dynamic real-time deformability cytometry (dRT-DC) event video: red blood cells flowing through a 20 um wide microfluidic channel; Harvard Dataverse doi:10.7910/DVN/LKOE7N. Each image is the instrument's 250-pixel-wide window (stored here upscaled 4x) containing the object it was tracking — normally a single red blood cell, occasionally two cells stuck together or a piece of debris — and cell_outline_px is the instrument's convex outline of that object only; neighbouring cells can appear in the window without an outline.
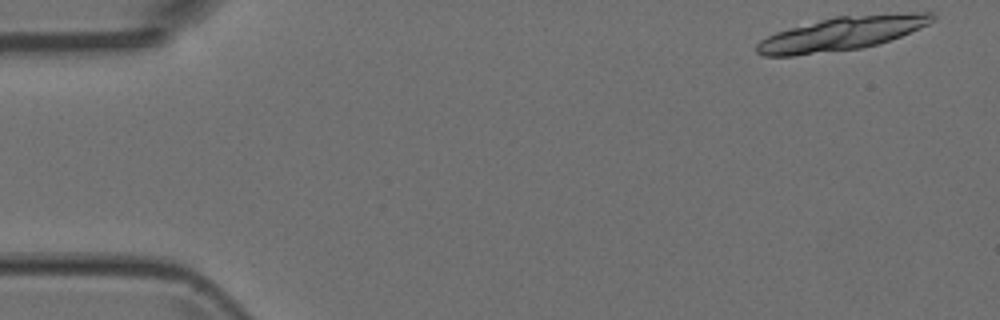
{"species": "Egyptian fruit bat (a non-hibernating species)", "species_latin": "Rousettus aegyptiacus", "temperature_condition": "room temperature", "stored_images_in_passage": 5, "camera_frame_rate_fps": 3000, "um_per_image_px": 0.085, "animal": {"sex": "female"}, "frame": {"image": 1, "passage_image": 1, "time_ms": 0.0, "image_size_px": [1000, 320], "cell_outline_px": [[936, 20], [920, 28], [900, 36], [876, 44], [860, 48], [796, 56], [764, 56], [756, 52], [756, 44], [760, 40], [776, 32], [820, 20], [836, 16], [912, 12], [932, 12], [936, 16]], "centroid_in_image_um": [71.57, 2.85], "position_along_channel_um": 13.4, "area_um2": 34.22}}